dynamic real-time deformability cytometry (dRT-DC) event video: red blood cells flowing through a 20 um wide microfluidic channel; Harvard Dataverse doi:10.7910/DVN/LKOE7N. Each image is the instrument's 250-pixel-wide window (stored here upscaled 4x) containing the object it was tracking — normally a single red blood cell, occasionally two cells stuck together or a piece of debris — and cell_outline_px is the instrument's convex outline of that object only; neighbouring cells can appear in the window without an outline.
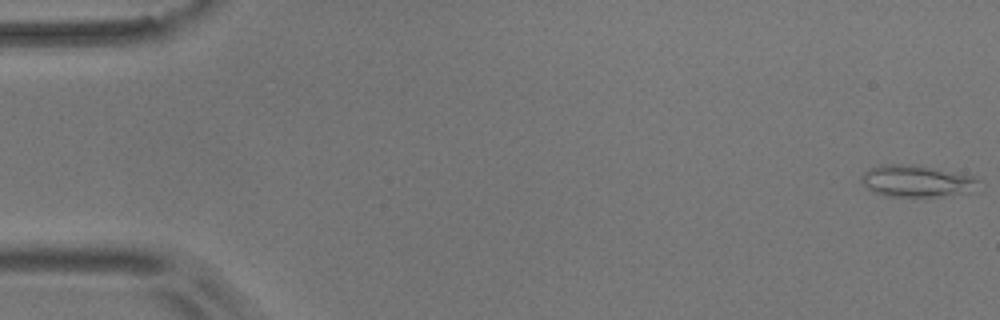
{"species": "common noctule bat (a hibernating species)", "species_latin": "Nyctalus noctula", "temperature_condition": "room temperature", "stored_images_in_passage": 55, "camera_frame_rate_fps": 3000, "um_per_image_px": 0.085, "animal": {"sex": "male", "body_mass_g": 17.9}, "frame": {"image": 1, "passage_image": 1, "time_ms": 0.0, "image_size_px": [1000, 320], "cell_outline_px": [[980, 192], [936, 196], [884, 196], [872, 192], [860, 180], [860, 176], [864, 172], [880, 164], [908, 164], [932, 168], [972, 176], [980, 180]], "centroid_in_image_um": [77.96, 15.41], "position_along_channel_um": 7.0, "area_um2": 21.85}}
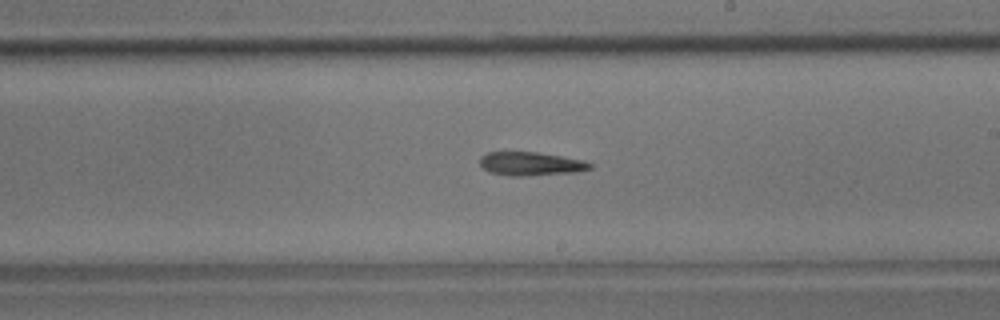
{"frame": {"image": 2, "passage_image": 32, "time_ms": 10.333, "image_size_px": [1000, 320], "cell_outline_px": [[596, 164], [592, 168], [576, 172], [524, 176], [512, 176], [488, 172], [480, 164], [480, 156], [488, 152], [536, 152], [584, 160]], "centroid_in_image_um": [45.14, 13.92], "position_along_channel_um": 243.9, "area_um2": 15.2}}
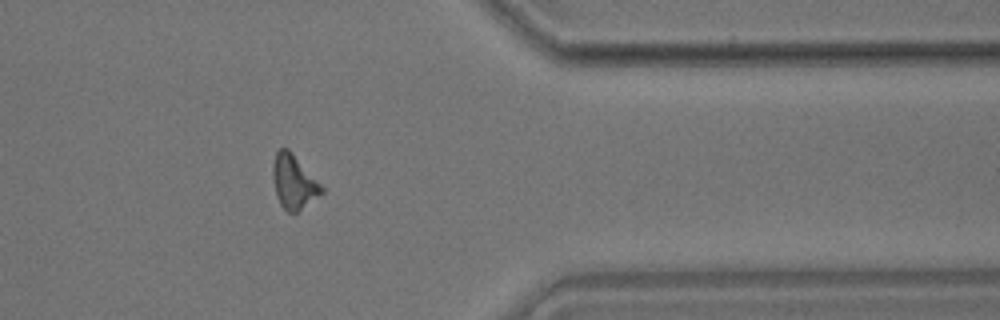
{"frame": {"image": 3, "passage_image": 45, "time_ms": 14.667, "image_size_px": [1000, 320], "cell_outline_px": [[324, 192], [296, 212], [288, 212], [280, 204], [276, 196], [272, 176], [272, 164], [276, 152], [280, 148], [288, 148], [324, 188]], "centroid_in_image_um": [24.94, 15.44], "position_along_channel_um": 386.5, "area_um2": 15.14}}